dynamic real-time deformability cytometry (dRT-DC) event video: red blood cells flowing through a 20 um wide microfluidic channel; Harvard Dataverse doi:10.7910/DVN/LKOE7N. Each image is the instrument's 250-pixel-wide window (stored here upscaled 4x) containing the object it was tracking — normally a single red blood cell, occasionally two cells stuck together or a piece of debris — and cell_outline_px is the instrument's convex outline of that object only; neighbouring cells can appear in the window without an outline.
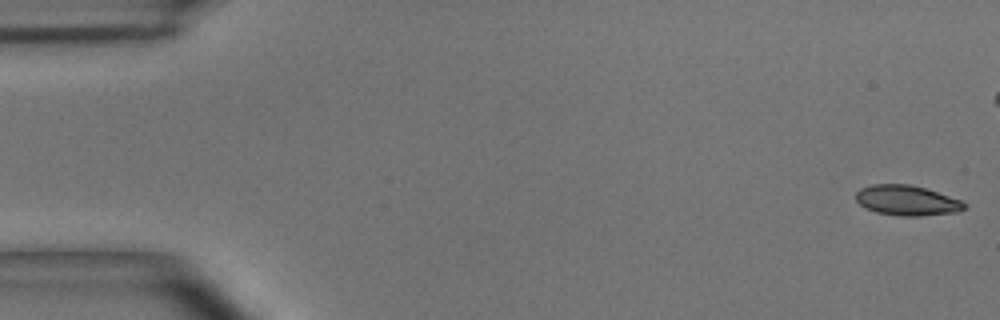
{"species": "common noctule bat (a hibernating species)", "species_latin": "Nyctalus noctula", "temperature_condition": "room temperature", "stored_images_in_passage": 42, "camera_frame_rate_fps": 3000, "um_per_image_px": 0.085, "animal": {"sex": "male", "body_mass_g": 15.6}, "frame": {"image": 1, "passage_image": 1, "time_ms": 0.0, "image_size_px": [1000, 320], "cell_outline_px": [[968, 208], [956, 212], [920, 216], [900, 216], [876, 212], [864, 208], [856, 200], [856, 192], [860, 188], [872, 184], [908, 184], [924, 188], [960, 200], [968, 204]], "centroid_in_image_um": [77.07, 17.04], "position_along_channel_um": 7.9, "area_um2": 19.07}}
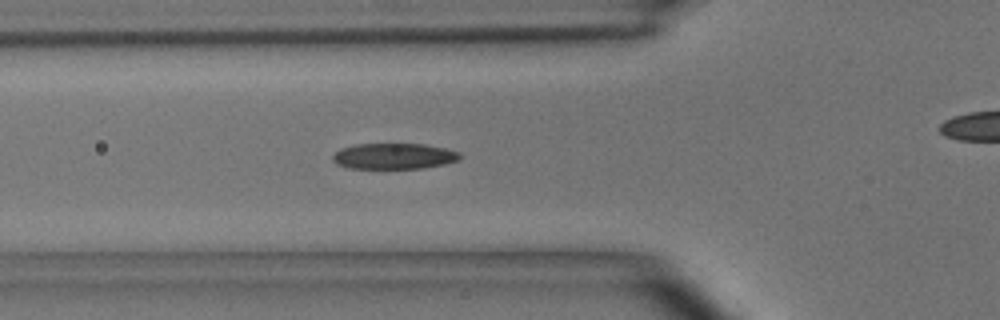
{"frame": {"image": 2, "passage_image": 17, "time_ms": 5.333, "image_size_px": [1000, 320], "cell_outline_px": [[460, 160], [444, 164], [424, 168], [348, 168], [336, 164], [332, 160], [332, 156], [340, 148], [356, 144], [424, 144], [444, 148], [460, 152]], "centroid_in_image_um": [33.47, 13.27], "position_along_channel_um": 92.3, "area_um2": 19.19}}
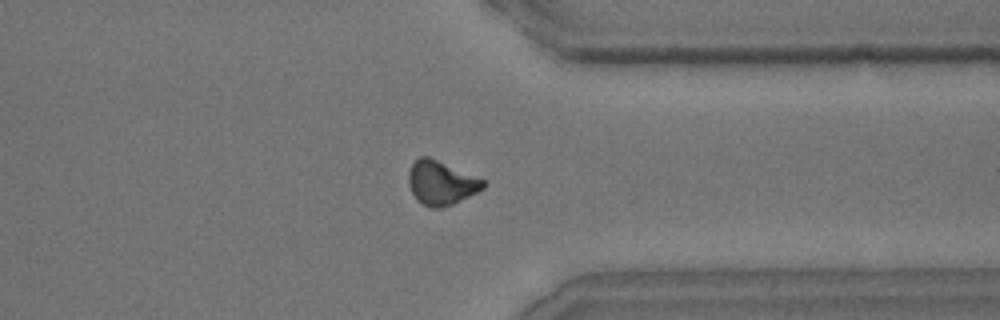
{"frame": {"image": 3, "passage_image": 38, "time_ms": 12.333, "image_size_px": [1000, 320], "cell_outline_px": [[488, 184], [484, 188], [452, 204], [440, 208], [428, 208], [416, 200], [408, 184], [408, 172], [412, 164], [420, 156], [428, 156], [484, 180]], "centroid_in_image_um": [37.46, 15.55], "position_along_channel_um": 373.9, "area_um2": 19.02}}